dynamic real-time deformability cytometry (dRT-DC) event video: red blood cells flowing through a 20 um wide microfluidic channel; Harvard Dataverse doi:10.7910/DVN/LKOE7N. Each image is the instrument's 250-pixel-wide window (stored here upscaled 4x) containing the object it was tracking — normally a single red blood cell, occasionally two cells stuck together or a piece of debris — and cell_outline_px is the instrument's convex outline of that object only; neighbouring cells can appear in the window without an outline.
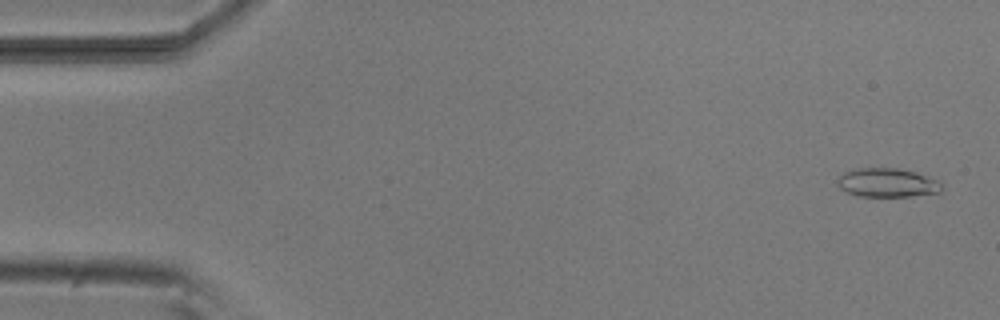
{"species": "common noctule bat (a hibernating species)", "species_latin": "Nyctalus noctula", "temperature_condition": "room temperature", "stored_images_in_passage": 14, "camera_frame_rate_fps": 3000, "um_per_image_px": 0.085, "animal": {"sex": "male", "body_mass_g": 20.5, "forearm_length_mm": 52.5}, "frame": {"image": 1, "passage_image": 2, "time_ms": 0.333, "image_size_px": [1000, 320], "cell_outline_px": [[944, 188], [940, 192], [908, 196], [856, 196], [840, 188], [836, 184], [836, 180], [844, 172], [856, 168], [900, 168], [940, 180], [944, 184]], "centroid_in_image_um": [75.43, 15.52], "position_along_channel_um": 9.6, "area_um2": 17.69}}